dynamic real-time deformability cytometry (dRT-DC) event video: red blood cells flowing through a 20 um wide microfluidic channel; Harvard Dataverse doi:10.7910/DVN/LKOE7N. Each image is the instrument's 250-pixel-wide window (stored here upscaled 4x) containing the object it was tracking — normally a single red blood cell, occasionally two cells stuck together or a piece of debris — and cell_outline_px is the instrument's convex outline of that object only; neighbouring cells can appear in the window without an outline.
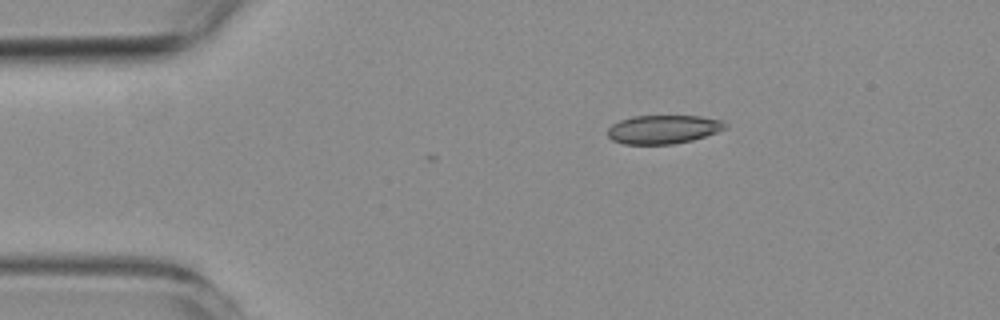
{"species": "common noctule bat (a hibernating species)", "species_latin": "Nyctalus noctula", "temperature_condition": "room temperature", "stored_images_in_passage": 10, "camera_frame_rate_fps": 3000, "um_per_image_px": 0.085, "animal": {"sex": "female", "body_mass_g": 19.3, "forearm_length_mm": 54.1}, "frame": {"image": 1, "passage_image": 10, "time_ms": 3.0, "image_size_px": [1000, 320], "cell_outline_px": [[728, 128], [692, 140], [672, 144], [624, 144], [612, 140], [608, 136], [608, 128], [612, 124], [620, 120], [632, 116], [700, 116], [720, 120], [728, 124]], "centroid_in_image_um": [56.37, 10.99], "position_along_channel_um": 28.6, "area_um2": 19.59}}